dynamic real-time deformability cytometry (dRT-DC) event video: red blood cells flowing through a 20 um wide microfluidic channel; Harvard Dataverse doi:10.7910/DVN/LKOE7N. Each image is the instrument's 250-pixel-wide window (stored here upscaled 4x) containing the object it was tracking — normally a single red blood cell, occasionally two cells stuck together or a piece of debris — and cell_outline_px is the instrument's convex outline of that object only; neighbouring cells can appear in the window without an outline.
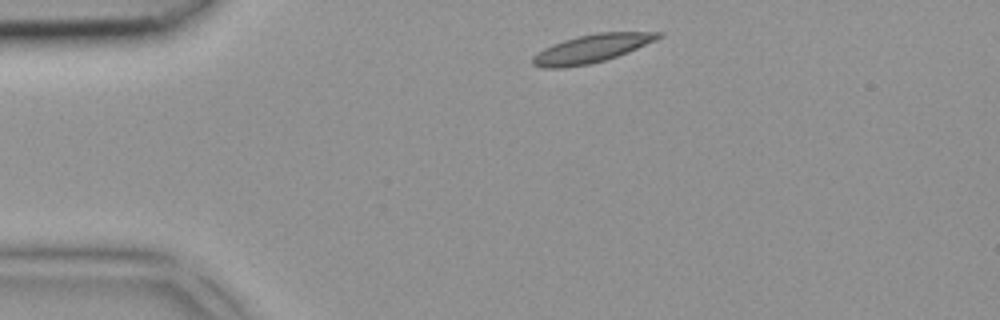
{"species": "common noctule bat (a hibernating species)", "species_latin": "Nyctalus noctula", "temperature_condition": "room temperature", "stored_images_in_passage": 2, "camera_frame_rate_fps": 3000, "um_per_image_px": 0.085, "animal": {"sex": "female", "body_mass_g": 18.4}, "frame": {"image": 1, "passage_image": 1, "time_ms": 0.0, "image_size_px": [1000, 320], "cell_outline_px": [[664, 36], [656, 40], [628, 52], [604, 60], [588, 64], [564, 68], [544, 68], [532, 64], [532, 56], [544, 48], [552, 44], [576, 36], [596, 32], [664, 32]], "centroid_in_image_um": [50.29, 4.12], "position_along_channel_um": 34.7, "area_um2": 20.63}}